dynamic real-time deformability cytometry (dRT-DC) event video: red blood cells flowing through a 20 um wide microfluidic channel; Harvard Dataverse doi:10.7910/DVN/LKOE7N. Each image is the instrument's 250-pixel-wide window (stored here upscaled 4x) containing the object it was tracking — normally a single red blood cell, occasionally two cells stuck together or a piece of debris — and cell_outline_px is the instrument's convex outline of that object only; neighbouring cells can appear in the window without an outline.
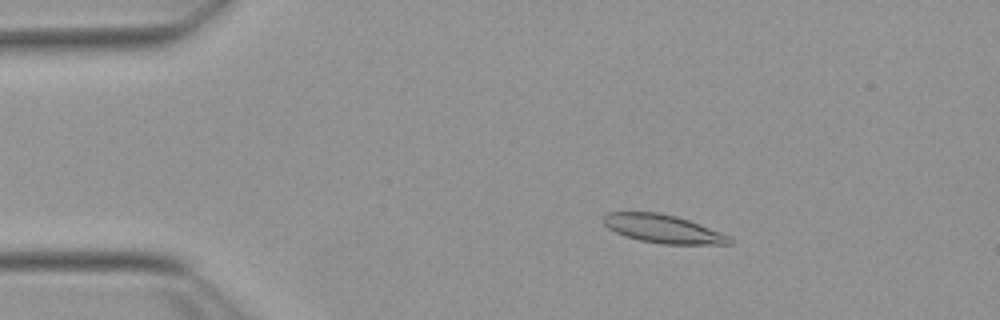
{"species": "Egyptian fruit bat (a non-hibernating species)", "species_latin": "Rousettus aegyptiacus", "temperature_condition": "warm", "stored_images_in_passage": 53, "camera_frame_rate_fps": 3000, "um_per_image_px": 0.085, "animal": {"sex": "female"}, "frame": {"image": 1, "passage_image": 9, "time_ms": 2.667, "image_size_px": [1000, 320], "cell_outline_px": [[732, 244], [660, 244], [640, 240], [624, 236], [608, 228], [604, 224], [604, 216], [608, 212], [656, 212], [676, 216], [688, 220], [720, 232], [728, 236], [732, 240]], "centroid_in_image_um": [56.33, 19.45], "position_along_channel_um": 28.7, "area_um2": 20.58}}
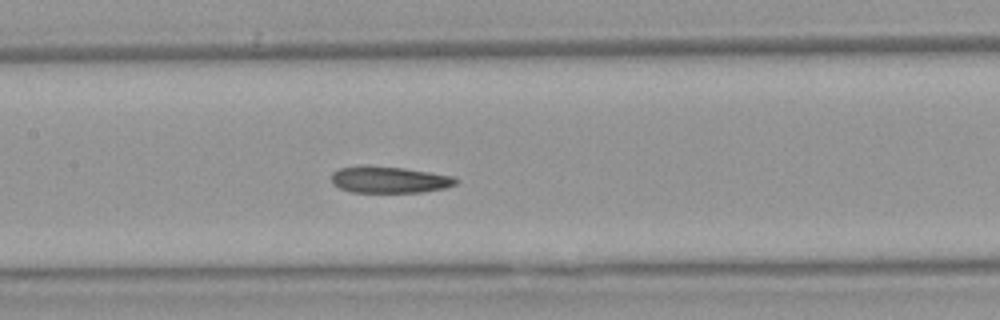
{"frame": {"image": 2, "passage_image": 25, "time_ms": 8.0, "image_size_px": [1000, 320], "cell_outline_px": [[460, 180], [456, 184], [444, 188], [420, 192], [352, 192], [340, 188], [332, 184], [332, 172], [340, 168], [364, 164], [404, 168], [452, 176]], "centroid_in_image_um": [33.05, 15.26], "position_along_channel_um": 174.3, "area_um2": 19.36}}
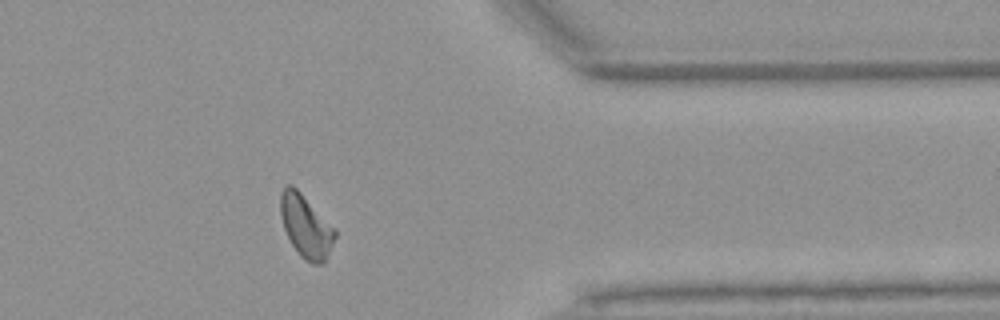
{"frame": {"image": 3, "passage_image": 43, "time_ms": 14.0, "image_size_px": [1000, 320], "cell_outline_px": [[336, 236], [324, 264], [312, 264], [304, 260], [300, 256], [292, 244], [284, 228], [280, 216], [280, 192], [288, 184], [292, 184], [336, 228]], "centroid_in_image_um": [26.01, 19.24], "position_along_channel_um": 385.4, "area_um2": 20.0}, "authors_computed_cell_mechanics": {"area_um2": 19.7676, "velocity_mm_per_s": 3.8076, "shape_relaxation_time_tau1_ms": null, "shape_relaxation_time_tau2_ms": 3.9407, "deformation_change_tau1": null, "deformation_change_tau2": 0.1129}}